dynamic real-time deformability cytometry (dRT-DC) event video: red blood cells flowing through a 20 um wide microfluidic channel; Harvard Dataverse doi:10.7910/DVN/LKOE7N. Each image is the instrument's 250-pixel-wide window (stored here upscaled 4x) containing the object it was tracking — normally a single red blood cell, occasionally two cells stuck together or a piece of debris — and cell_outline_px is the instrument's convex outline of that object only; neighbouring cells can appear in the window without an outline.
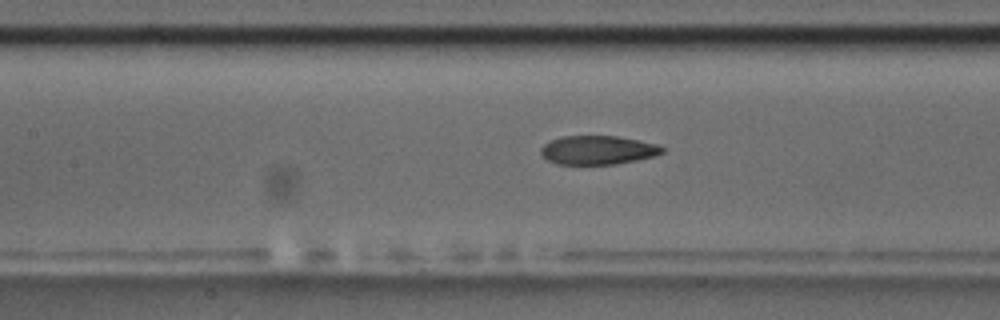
{"species": "common noctule bat (a hibernating species)", "species_latin": "Nyctalus noctula", "temperature_condition": "room temperature", "stored_images_in_passage": 43, "camera_frame_rate_fps": 3000, "um_per_image_px": 0.085, "animal": {"sex": "male", "body_mass_g": 17.5, "forearm_length_mm": 52.3}, "frame": {"image": 1, "passage_image": 25, "time_ms": 8.0, "image_size_px": [1000, 320], "cell_outline_px": [[664, 152], [652, 156], [636, 160], [616, 164], [556, 164], [548, 160], [540, 152], [540, 148], [544, 144], [552, 140], [564, 136], [616, 136], [640, 140], [656, 144], [664, 148]], "centroid_in_image_um": [50.81, 12.75], "position_along_channel_um": 156.6, "area_um2": 20.23}}